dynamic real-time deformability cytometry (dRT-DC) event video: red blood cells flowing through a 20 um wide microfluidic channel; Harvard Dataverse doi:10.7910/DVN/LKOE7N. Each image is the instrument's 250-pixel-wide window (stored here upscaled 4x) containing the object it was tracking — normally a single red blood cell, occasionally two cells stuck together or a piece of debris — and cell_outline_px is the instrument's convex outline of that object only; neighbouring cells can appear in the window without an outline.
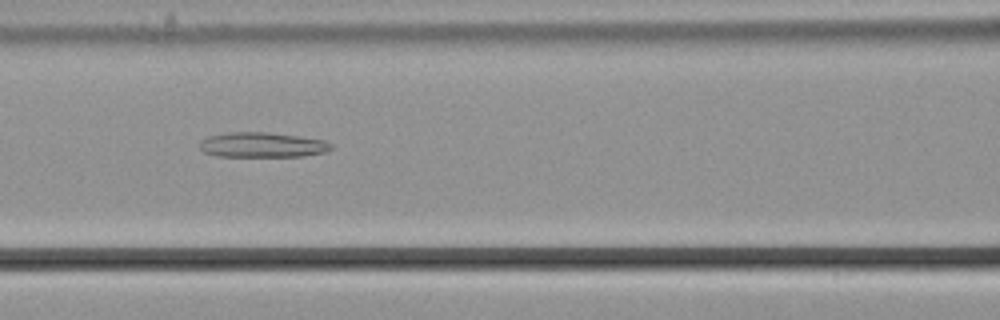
{"species": "common noctule bat (a hibernating species)", "species_latin": "Nyctalus noctula", "temperature_condition": "cold", "stored_images_in_passage": 41, "camera_frame_rate_fps": 3000, "um_per_image_px": 0.085, "animal": {"sex": "male", "body_mass_g": 21.5, "forearm_length_mm": 52.0}, "frame": {"image": 1, "passage_image": 10, "time_ms": 3.0, "image_size_px": [1000, 320], "cell_outline_px": [[332, 148], [328, 152], [304, 156], [216, 156], [204, 152], [200, 148], [200, 140], [208, 136], [228, 132], [268, 132], [324, 140], [332, 144]], "centroid_in_image_um": [22.29, 12.31], "position_along_channel_um": 144.3, "area_um2": 19.19}}
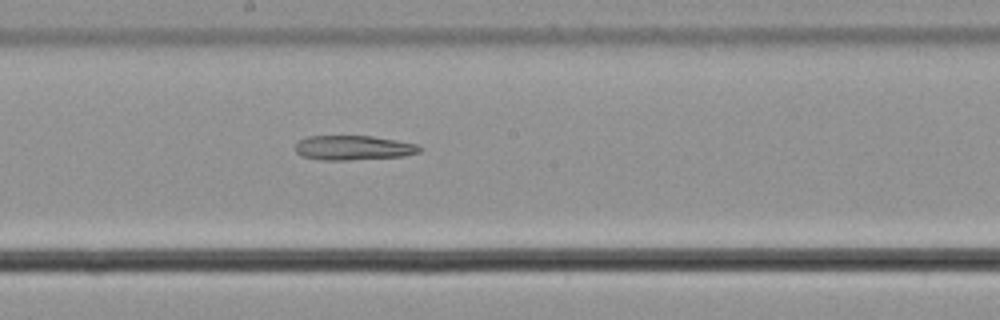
{"frame": {"image": 2, "passage_image": 16, "time_ms": 5.0, "image_size_px": [1000, 320], "cell_outline_px": [[420, 152], [404, 156], [348, 160], [324, 160], [300, 156], [296, 152], [296, 144], [300, 140], [308, 136], [372, 136], [396, 140], [416, 144], [420, 148]], "centroid_in_image_um": [30.02, 12.56], "position_along_channel_um": 218.2, "area_um2": 17.69}}
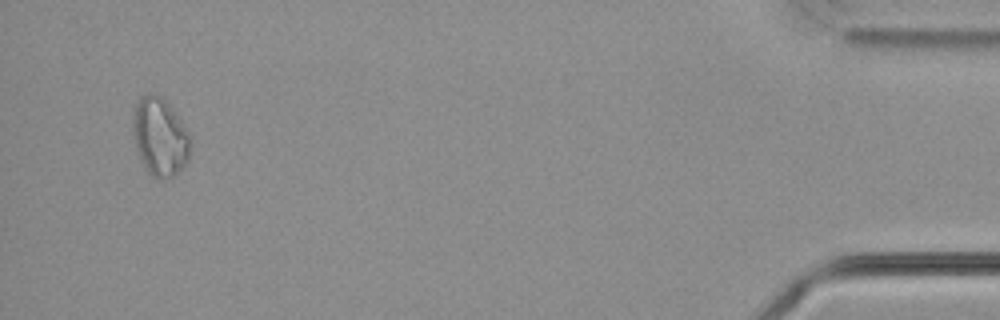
{"frame": {"image": 3, "passage_image": 39, "time_ms": 12.667, "image_size_px": [1000, 320], "cell_outline_px": [[188, 160], [172, 176], [160, 180], [152, 176], [144, 168], [136, 152], [132, 128], [132, 124], [136, 104], [140, 96], [148, 92], [152, 92], [160, 96], [172, 108], [188, 132]], "centroid_in_image_um": [13.53, 11.62], "position_along_channel_um": 421.7, "area_um2": 25.95}}